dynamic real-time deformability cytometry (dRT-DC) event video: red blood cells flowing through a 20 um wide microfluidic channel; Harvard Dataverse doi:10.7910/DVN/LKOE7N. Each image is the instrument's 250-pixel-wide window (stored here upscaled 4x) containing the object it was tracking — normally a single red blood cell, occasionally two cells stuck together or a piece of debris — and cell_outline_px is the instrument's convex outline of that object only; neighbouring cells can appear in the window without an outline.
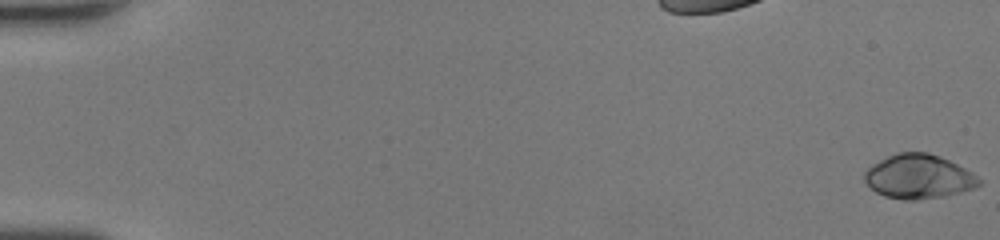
{"species": "human", "species_latin": "Homo sapiens", "temperature_condition": "room temperature", "stored_images_in_passage": 49, "camera_frame_rate_fps": 3000, "um_per_image_px": 0.085, "donor": {"sex": "female"}, "frame": {"image": 1, "passage_image": 1, "time_ms": 0.0, "image_size_px": [1000, 240], "cell_outline_px": [[980, 184], [976, 188], [944, 196], [916, 200], [904, 200], [884, 196], [876, 192], [864, 180], [864, 172], [872, 164], [896, 152], [928, 152], [940, 156], [972, 172], [980, 180]], "centroid_in_image_um": [78.07, 15.01], "position_along_channel_um": 6.9, "area_um2": 29.42}}
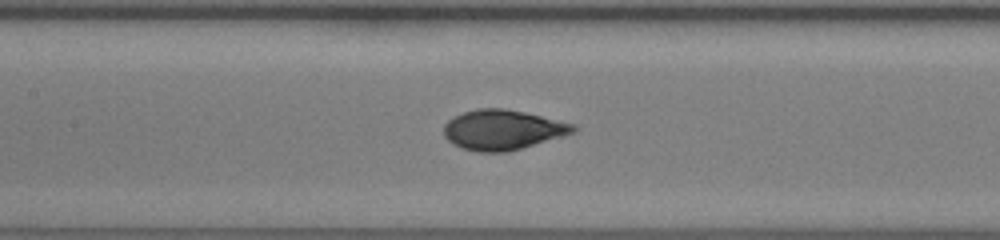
{"frame": {"image": 2, "passage_image": 25, "time_ms": 8.0, "image_size_px": [1000, 240], "cell_outline_px": [[576, 132], [508, 152], [476, 152], [460, 148], [452, 144], [444, 136], [444, 124], [448, 120], [464, 112], [476, 108], [504, 108], [524, 112], [576, 124]], "centroid_in_image_um": [42.71, 11.04], "position_along_channel_um": 164.7, "area_um2": 30.23}}
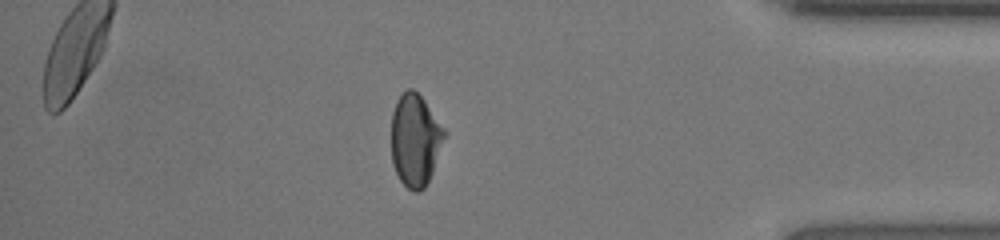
{"frame": {"image": 3, "passage_image": 43, "time_ms": 14.0, "image_size_px": [1000, 240], "cell_outline_px": [[448, 132], [432, 172], [424, 188], [420, 192], [412, 192], [400, 180], [392, 164], [392, 112], [396, 100], [408, 88], [412, 88], [424, 100]], "centroid_in_image_um": [35.3, 11.91], "position_along_channel_um": 399.9, "area_um2": 28.61}, "authors_computed_cell_mechanics": {"area_um2": 29.4202, "velocity_mm_per_s": 4.4243, "shape_relaxation_time_tau1_ms": 4.7216, "shape_relaxation_time_tau2_ms": null, "deformation_change_tau1": 0.1979, "deformation_change_tau2": null}}